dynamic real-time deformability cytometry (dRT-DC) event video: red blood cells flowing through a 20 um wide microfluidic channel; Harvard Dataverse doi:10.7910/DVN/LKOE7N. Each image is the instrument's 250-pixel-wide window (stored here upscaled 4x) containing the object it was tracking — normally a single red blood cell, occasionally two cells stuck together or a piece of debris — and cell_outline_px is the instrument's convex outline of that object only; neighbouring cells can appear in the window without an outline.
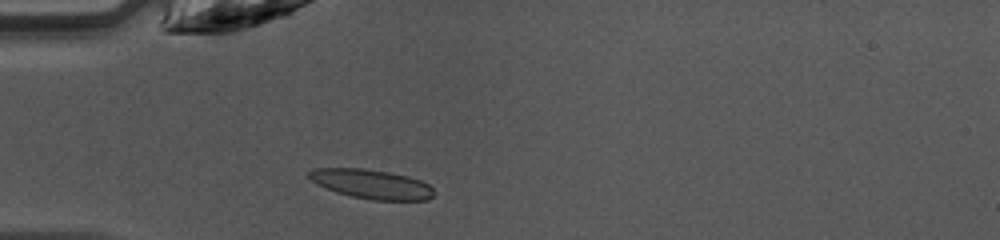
{"species": "common noctule bat (a hibernating species)", "species_latin": "Nyctalus noctula", "temperature_condition": "warm", "stored_images_in_passage": 34, "camera_frame_rate_fps": 3000, "um_per_image_px": 0.085, "animal": {"sex": "female", "body_mass_g": 10.0, "forearm_length_mm": 53.1}, "frame": {"image": 1, "passage_image": 1, "time_ms": 0.0, "image_size_px": [1000, 240], "cell_outline_px": [[436, 192], [428, 200], [372, 200], [352, 196], [336, 192], [316, 184], [308, 176], [308, 172], [316, 168], [364, 168], [388, 172], [408, 176], [420, 180], [428, 184]], "centroid_in_image_um": [31.59, 15.65], "position_along_channel_um": 53.4, "area_um2": 21.33}}
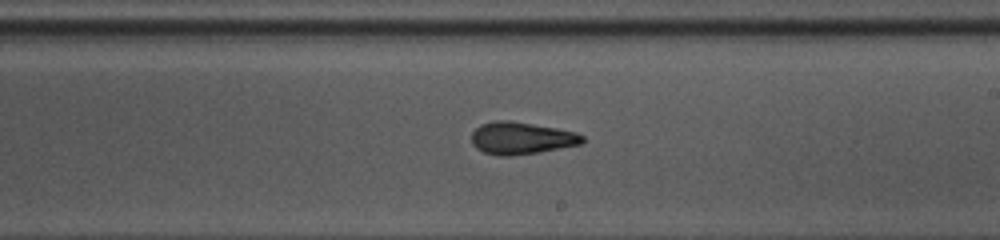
{"frame": {"image": 2, "passage_image": 15, "time_ms": 4.667, "image_size_px": [1000, 240], "cell_outline_px": [[584, 140], [580, 144], [540, 152], [512, 156], [500, 156], [484, 152], [476, 148], [472, 144], [472, 132], [480, 124], [492, 120], [508, 120], [556, 128], [576, 132], [584, 136]], "centroid_in_image_um": [44.29, 11.74], "position_along_channel_um": 244.7, "area_um2": 20.87}}
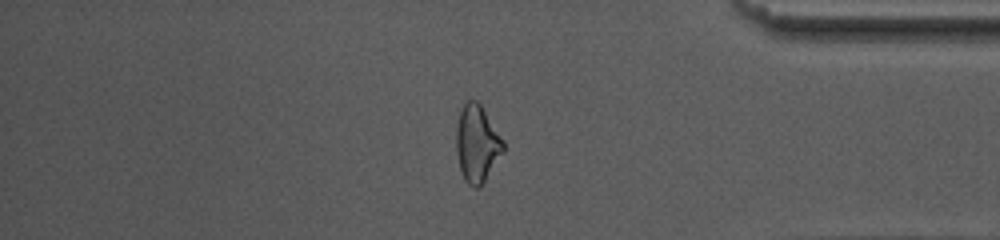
{"frame": {"image": 3, "passage_image": 27, "time_ms": 8.667, "image_size_px": [1000, 240], "cell_outline_px": [[504, 152], [480, 188], [472, 188], [464, 180], [460, 168], [456, 148], [456, 128], [460, 108], [468, 100], [476, 100], [480, 104], [504, 140]], "centroid_in_image_um": [40.55, 12.23], "position_along_channel_um": 394.7, "area_um2": 21.27}, "authors_computed_cell_mechanics": {"area_um2": 20.808, "velocity_mm_per_s": 4.2588, "shape_relaxation_time_tau1_ms": 3.4158, "shape_relaxation_time_tau2_ms": 1.5673, "deformation_change_tau1": 0.1526, "deformation_change_tau2": 0.0953}}